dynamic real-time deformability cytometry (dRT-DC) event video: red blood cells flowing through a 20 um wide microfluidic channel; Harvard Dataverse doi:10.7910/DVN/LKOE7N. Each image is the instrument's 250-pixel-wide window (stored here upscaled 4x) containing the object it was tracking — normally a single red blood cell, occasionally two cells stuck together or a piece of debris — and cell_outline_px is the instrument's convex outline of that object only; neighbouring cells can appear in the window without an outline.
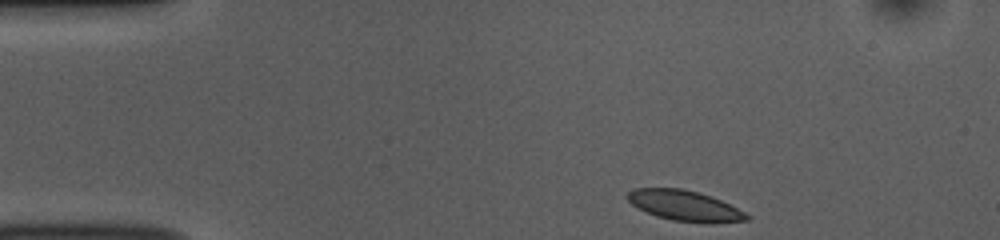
{"species": "common noctule bat (a hibernating species)", "species_latin": "Nyctalus noctula", "temperature_condition": "room temperature", "stored_images_in_passage": 45, "camera_frame_rate_fps": 3000, "um_per_image_px": 0.085, "animal": {"sex": "female", "body_mass_g": 10.0, "forearm_length_mm": 53.1}, "frame": {"image": 1, "passage_image": 1, "time_ms": 0.0, "image_size_px": [1000, 240], "cell_outline_px": [[752, 216], [748, 220], [672, 220], [656, 216], [632, 204], [624, 196], [632, 188], [684, 188], [712, 196]], "centroid_in_image_um": [58.09, 17.41], "position_along_channel_um": 26.9, "area_um2": 20.17}}
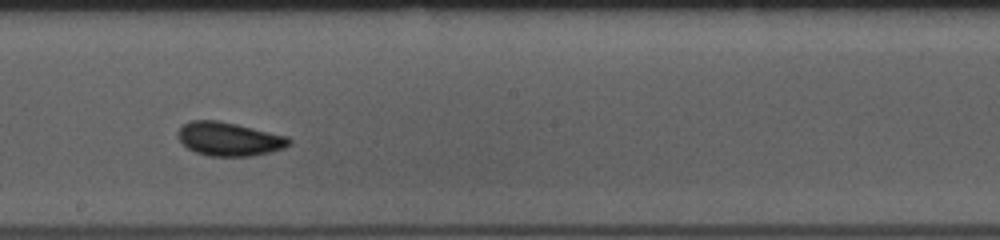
{"frame": {"image": 2, "passage_image": 22, "time_ms": 7.0, "image_size_px": [1000, 240], "cell_outline_px": [[292, 140], [284, 148], [252, 156], [208, 156], [196, 152], [188, 148], [180, 140], [176, 132], [188, 120], [220, 120], [288, 136]], "centroid_in_image_um": [19.46, 11.8], "position_along_channel_um": 228.7, "area_um2": 21.79}}
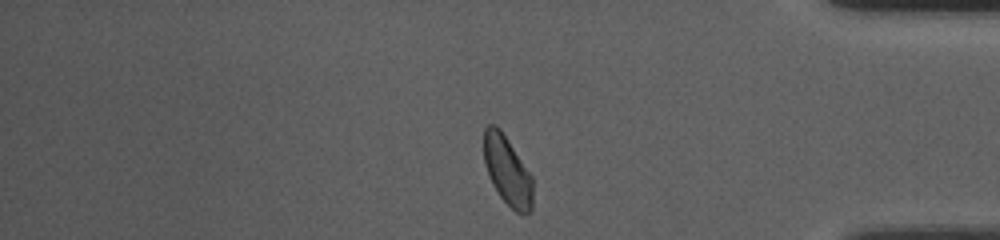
{"frame": {"image": 3, "passage_image": 37, "time_ms": 12.0, "image_size_px": [1000, 240], "cell_outline_px": [[532, 212], [524, 216], [516, 212], [500, 196], [492, 184], [484, 164], [484, 128], [488, 124], [496, 124], [500, 128], [532, 176]], "centroid_in_image_um": [43.12, 14.52], "position_along_channel_um": 392.1, "area_um2": 19.77}, "authors_computed_cell_mechanics": {"area_um2": 20.8658, "velocity_mm_per_s": 3.7446, "shape_relaxation_time_tau1_ms": 2.3687, "shape_relaxation_time_tau2_ms": 1.1353, "deformation_change_tau1": 0.082, "deformation_change_tau2": 0.0444}}